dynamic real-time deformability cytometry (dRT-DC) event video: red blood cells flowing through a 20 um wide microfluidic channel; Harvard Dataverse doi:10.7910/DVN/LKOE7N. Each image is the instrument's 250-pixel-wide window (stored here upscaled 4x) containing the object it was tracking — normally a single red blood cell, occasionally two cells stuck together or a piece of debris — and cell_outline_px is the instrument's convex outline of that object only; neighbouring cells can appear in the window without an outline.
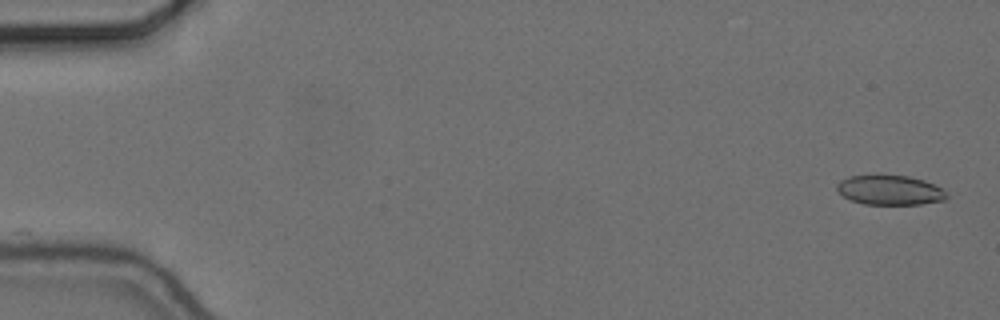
{"species": "common noctule bat (a hibernating species)", "species_latin": "Nyctalus noctula", "temperature_condition": "cold", "stored_images_in_passage": 56, "camera_frame_rate_fps": 3000, "um_per_image_px": 0.085, "animal": {"sex": "female", "body_mass_g": 24.6, "forearm_length_mm": 56.2}, "frame": {"image": 1, "passage_image": 2, "time_ms": 0.333, "image_size_px": [1000, 320], "cell_outline_px": [[948, 196], [944, 200], [920, 204], [864, 204], [852, 200], [844, 196], [836, 188], [836, 184], [840, 180], [848, 176], [880, 172], [908, 176], [924, 180], [944, 188]], "centroid_in_image_um": [75.63, 16.1], "position_along_channel_um": 9.4, "area_um2": 19.65}}
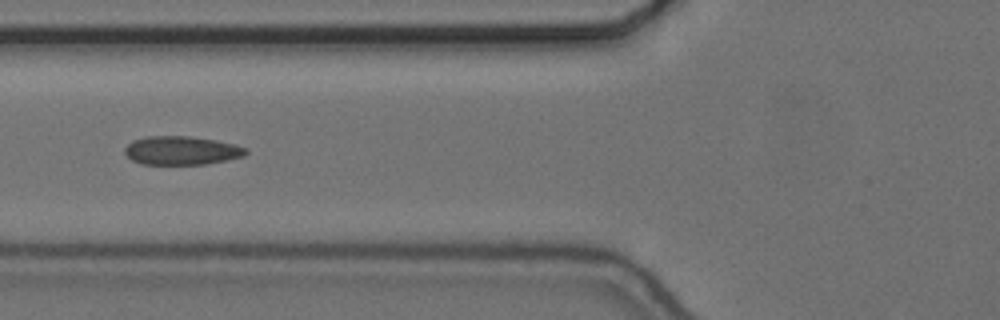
{"frame": {"image": 2, "passage_image": 22, "time_ms": 7.0, "image_size_px": [1000, 320], "cell_outline_px": [[248, 152], [244, 156], [228, 160], [204, 164], [140, 164], [132, 160], [124, 152], [124, 148], [132, 140], [148, 136], [192, 136], [216, 140], [236, 144], [248, 148]], "centroid_in_image_um": [15.46, 12.79], "position_along_channel_um": 110.3, "area_um2": 20.4}}
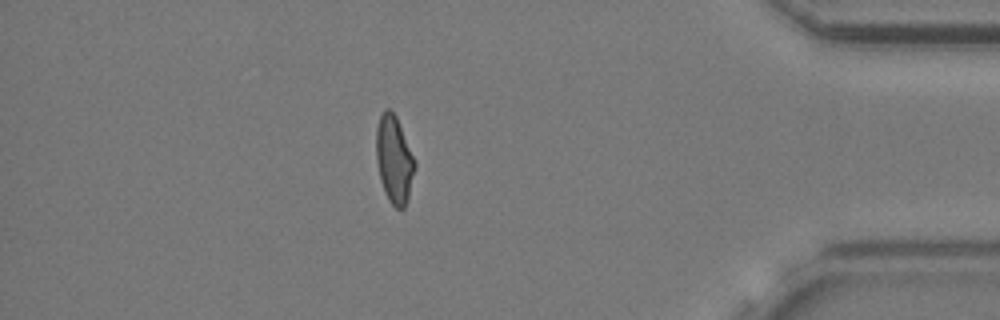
{"frame": {"image": 3, "passage_image": 49, "time_ms": 16.0, "image_size_px": [1000, 320], "cell_outline_px": [[416, 168], [408, 200], [404, 208], [396, 208], [388, 200], [384, 192], [380, 180], [376, 160], [376, 128], [380, 116], [384, 108], [388, 108], [396, 116], [416, 160]], "centroid_in_image_um": [33.51, 13.57], "position_along_channel_um": 401.7, "area_um2": 20.0}, "authors_computed_cell_mechanics": {"area_um2": 19.9121, "velocity_mm_per_s": 3.6775, "shape_relaxation_time_tau1_ms": null, "shape_relaxation_time_tau2_ms": 2.6642, "deformation_change_tau1": null, "deformation_change_tau2": 0.0729}}